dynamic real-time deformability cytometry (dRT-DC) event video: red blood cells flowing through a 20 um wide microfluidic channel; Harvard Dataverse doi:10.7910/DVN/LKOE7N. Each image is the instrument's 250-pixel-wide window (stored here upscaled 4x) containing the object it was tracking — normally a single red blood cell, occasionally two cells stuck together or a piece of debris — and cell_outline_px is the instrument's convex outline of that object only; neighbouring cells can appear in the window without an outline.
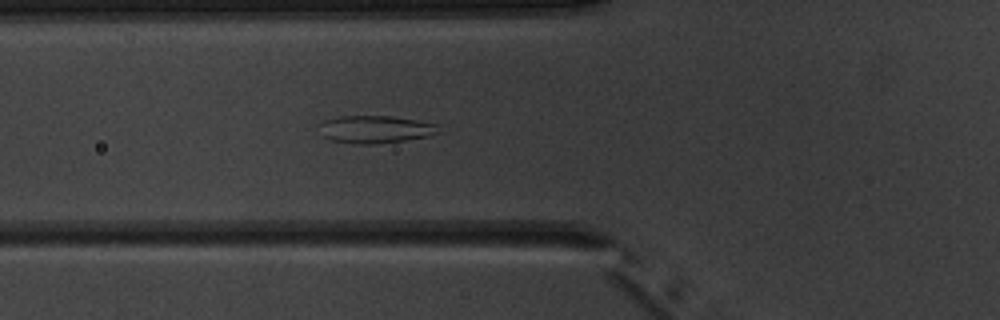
{"species": "common noctule bat (a hibernating species)", "species_latin": "Nyctalus noctula", "temperature_condition": "warm", "stored_images_in_passage": 5, "camera_frame_rate_fps": 3000, "um_per_image_px": 0.085, "animal": {"sex": "male", "body_mass_g": 20.1, "forearm_length_mm": 53.5}, "frame": {"image": 1, "passage_image": 5, "time_ms": 5.333, "image_size_px": [1000, 320], "cell_outline_px": [[436, 132], [428, 136], [404, 140], [376, 144], [356, 144], [332, 140], [324, 136], [316, 124], [324, 120], [340, 116], [392, 116], [416, 120], [436, 124]], "centroid_in_image_um": [31.81, 10.98], "position_along_channel_um": 94.0, "area_um2": 18.96}}